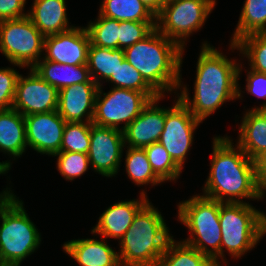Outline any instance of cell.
<instances>
[{
  "mask_svg": "<svg viewBox=\"0 0 266 266\" xmlns=\"http://www.w3.org/2000/svg\"><path fill=\"white\" fill-rule=\"evenodd\" d=\"M201 50L196 64L194 94L191 99L189 88L181 82L176 95L179 100L200 121H204L216 112L227 101L242 99L245 92L239 85L243 62L229 59L227 56L210 45L207 41L200 46Z\"/></svg>",
  "mask_w": 266,
  "mask_h": 266,
  "instance_id": "1",
  "label": "cell"
},
{
  "mask_svg": "<svg viewBox=\"0 0 266 266\" xmlns=\"http://www.w3.org/2000/svg\"><path fill=\"white\" fill-rule=\"evenodd\" d=\"M209 176L201 195L222 203H249L262 200L254 160L250 159L230 136L212 139Z\"/></svg>",
  "mask_w": 266,
  "mask_h": 266,
  "instance_id": "2",
  "label": "cell"
},
{
  "mask_svg": "<svg viewBox=\"0 0 266 266\" xmlns=\"http://www.w3.org/2000/svg\"><path fill=\"white\" fill-rule=\"evenodd\" d=\"M183 55L184 49L156 28L143 40L124 49L125 60L140 72L159 96L175 93L176 97L181 82Z\"/></svg>",
  "mask_w": 266,
  "mask_h": 266,
  "instance_id": "3",
  "label": "cell"
},
{
  "mask_svg": "<svg viewBox=\"0 0 266 266\" xmlns=\"http://www.w3.org/2000/svg\"><path fill=\"white\" fill-rule=\"evenodd\" d=\"M172 238L164 216L148 201L118 241L120 265L149 266L158 263Z\"/></svg>",
  "mask_w": 266,
  "mask_h": 266,
  "instance_id": "4",
  "label": "cell"
},
{
  "mask_svg": "<svg viewBox=\"0 0 266 266\" xmlns=\"http://www.w3.org/2000/svg\"><path fill=\"white\" fill-rule=\"evenodd\" d=\"M0 220V264L20 266L40 247L41 233L14 192L1 201Z\"/></svg>",
  "mask_w": 266,
  "mask_h": 266,
  "instance_id": "5",
  "label": "cell"
},
{
  "mask_svg": "<svg viewBox=\"0 0 266 266\" xmlns=\"http://www.w3.org/2000/svg\"><path fill=\"white\" fill-rule=\"evenodd\" d=\"M219 222L222 230L221 260L225 262H228L225 251L234 260L241 259L266 235V213L251 203L220 202Z\"/></svg>",
  "mask_w": 266,
  "mask_h": 266,
  "instance_id": "6",
  "label": "cell"
},
{
  "mask_svg": "<svg viewBox=\"0 0 266 266\" xmlns=\"http://www.w3.org/2000/svg\"><path fill=\"white\" fill-rule=\"evenodd\" d=\"M178 219L189 230V237L182 241L210 259H221L222 230L219 222L220 202L200 194L180 201Z\"/></svg>",
  "mask_w": 266,
  "mask_h": 266,
  "instance_id": "7",
  "label": "cell"
},
{
  "mask_svg": "<svg viewBox=\"0 0 266 266\" xmlns=\"http://www.w3.org/2000/svg\"><path fill=\"white\" fill-rule=\"evenodd\" d=\"M216 0H171L156 16V29L185 50L187 40L201 30Z\"/></svg>",
  "mask_w": 266,
  "mask_h": 266,
  "instance_id": "8",
  "label": "cell"
},
{
  "mask_svg": "<svg viewBox=\"0 0 266 266\" xmlns=\"http://www.w3.org/2000/svg\"><path fill=\"white\" fill-rule=\"evenodd\" d=\"M44 39L28 16L0 21V52L21 69L32 68L42 59Z\"/></svg>",
  "mask_w": 266,
  "mask_h": 266,
  "instance_id": "9",
  "label": "cell"
},
{
  "mask_svg": "<svg viewBox=\"0 0 266 266\" xmlns=\"http://www.w3.org/2000/svg\"><path fill=\"white\" fill-rule=\"evenodd\" d=\"M99 86L92 123L123 131L159 95L156 92H139L112 87L104 92ZM123 124V126H120Z\"/></svg>",
  "mask_w": 266,
  "mask_h": 266,
  "instance_id": "10",
  "label": "cell"
},
{
  "mask_svg": "<svg viewBox=\"0 0 266 266\" xmlns=\"http://www.w3.org/2000/svg\"><path fill=\"white\" fill-rule=\"evenodd\" d=\"M176 98H174L172 107H166L165 125L159 143L183 170L187 155L194 142L196 129L203 122L190 112L178 96Z\"/></svg>",
  "mask_w": 266,
  "mask_h": 266,
  "instance_id": "11",
  "label": "cell"
},
{
  "mask_svg": "<svg viewBox=\"0 0 266 266\" xmlns=\"http://www.w3.org/2000/svg\"><path fill=\"white\" fill-rule=\"evenodd\" d=\"M125 150L123 131L91 124L90 168L103 177H116Z\"/></svg>",
  "mask_w": 266,
  "mask_h": 266,
  "instance_id": "12",
  "label": "cell"
},
{
  "mask_svg": "<svg viewBox=\"0 0 266 266\" xmlns=\"http://www.w3.org/2000/svg\"><path fill=\"white\" fill-rule=\"evenodd\" d=\"M27 74H20L18 78L12 108L23 116L57 110L59 91L32 68Z\"/></svg>",
  "mask_w": 266,
  "mask_h": 266,
  "instance_id": "13",
  "label": "cell"
},
{
  "mask_svg": "<svg viewBox=\"0 0 266 266\" xmlns=\"http://www.w3.org/2000/svg\"><path fill=\"white\" fill-rule=\"evenodd\" d=\"M25 118L26 142L40 155L53 156L61 152L63 130L66 121L57 110L36 113Z\"/></svg>",
  "mask_w": 266,
  "mask_h": 266,
  "instance_id": "14",
  "label": "cell"
},
{
  "mask_svg": "<svg viewBox=\"0 0 266 266\" xmlns=\"http://www.w3.org/2000/svg\"><path fill=\"white\" fill-rule=\"evenodd\" d=\"M89 46L86 28L74 26L65 32L45 37L43 58L67 65L87 64Z\"/></svg>",
  "mask_w": 266,
  "mask_h": 266,
  "instance_id": "15",
  "label": "cell"
},
{
  "mask_svg": "<svg viewBox=\"0 0 266 266\" xmlns=\"http://www.w3.org/2000/svg\"><path fill=\"white\" fill-rule=\"evenodd\" d=\"M165 96L152 99L141 113L123 130L125 147L145 148L159 142L164 130L166 107L159 106Z\"/></svg>",
  "mask_w": 266,
  "mask_h": 266,
  "instance_id": "16",
  "label": "cell"
},
{
  "mask_svg": "<svg viewBox=\"0 0 266 266\" xmlns=\"http://www.w3.org/2000/svg\"><path fill=\"white\" fill-rule=\"evenodd\" d=\"M99 86L87 83L67 86L59 91L57 111L66 122H92Z\"/></svg>",
  "mask_w": 266,
  "mask_h": 266,
  "instance_id": "17",
  "label": "cell"
},
{
  "mask_svg": "<svg viewBox=\"0 0 266 266\" xmlns=\"http://www.w3.org/2000/svg\"><path fill=\"white\" fill-rule=\"evenodd\" d=\"M149 201L145 189L138 199L121 200L106 208L92 227L91 231L101 237L114 238L117 241L123 237L132 225L137 212Z\"/></svg>",
  "mask_w": 266,
  "mask_h": 266,
  "instance_id": "18",
  "label": "cell"
},
{
  "mask_svg": "<svg viewBox=\"0 0 266 266\" xmlns=\"http://www.w3.org/2000/svg\"><path fill=\"white\" fill-rule=\"evenodd\" d=\"M82 238L64 242L63 252L70 256L80 266H121L118 252L109 245L107 239Z\"/></svg>",
  "mask_w": 266,
  "mask_h": 266,
  "instance_id": "19",
  "label": "cell"
},
{
  "mask_svg": "<svg viewBox=\"0 0 266 266\" xmlns=\"http://www.w3.org/2000/svg\"><path fill=\"white\" fill-rule=\"evenodd\" d=\"M66 7V0H33L28 17L45 37L55 35L74 27Z\"/></svg>",
  "mask_w": 266,
  "mask_h": 266,
  "instance_id": "20",
  "label": "cell"
},
{
  "mask_svg": "<svg viewBox=\"0 0 266 266\" xmlns=\"http://www.w3.org/2000/svg\"><path fill=\"white\" fill-rule=\"evenodd\" d=\"M238 126L236 144L252 160L266 149V110L245 111Z\"/></svg>",
  "mask_w": 266,
  "mask_h": 266,
  "instance_id": "21",
  "label": "cell"
},
{
  "mask_svg": "<svg viewBox=\"0 0 266 266\" xmlns=\"http://www.w3.org/2000/svg\"><path fill=\"white\" fill-rule=\"evenodd\" d=\"M27 148L24 116L13 108L0 109V152L13 161Z\"/></svg>",
  "mask_w": 266,
  "mask_h": 266,
  "instance_id": "22",
  "label": "cell"
},
{
  "mask_svg": "<svg viewBox=\"0 0 266 266\" xmlns=\"http://www.w3.org/2000/svg\"><path fill=\"white\" fill-rule=\"evenodd\" d=\"M32 69L58 91L79 83H87L91 77L87 64L67 65L45 60L43 57Z\"/></svg>",
  "mask_w": 266,
  "mask_h": 266,
  "instance_id": "23",
  "label": "cell"
},
{
  "mask_svg": "<svg viewBox=\"0 0 266 266\" xmlns=\"http://www.w3.org/2000/svg\"><path fill=\"white\" fill-rule=\"evenodd\" d=\"M125 59L124 50L89 46L88 50V70L91 79L98 85L104 86L112 74H115L119 64Z\"/></svg>",
  "mask_w": 266,
  "mask_h": 266,
  "instance_id": "24",
  "label": "cell"
},
{
  "mask_svg": "<svg viewBox=\"0 0 266 266\" xmlns=\"http://www.w3.org/2000/svg\"><path fill=\"white\" fill-rule=\"evenodd\" d=\"M98 13L118 21L156 22V16L140 0H102Z\"/></svg>",
  "mask_w": 266,
  "mask_h": 266,
  "instance_id": "25",
  "label": "cell"
},
{
  "mask_svg": "<svg viewBox=\"0 0 266 266\" xmlns=\"http://www.w3.org/2000/svg\"><path fill=\"white\" fill-rule=\"evenodd\" d=\"M254 33H266V0H245L230 42Z\"/></svg>",
  "mask_w": 266,
  "mask_h": 266,
  "instance_id": "26",
  "label": "cell"
},
{
  "mask_svg": "<svg viewBox=\"0 0 266 266\" xmlns=\"http://www.w3.org/2000/svg\"><path fill=\"white\" fill-rule=\"evenodd\" d=\"M125 172L127 177L137 186H157L163 182L151 168L146 152L141 148L125 147Z\"/></svg>",
  "mask_w": 266,
  "mask_h": 266,
  "instance_id": "27",
  "label": "cell"
},
{
  "mask_svg": "<svg viewBox=\"0 0 266 266\" xmlns=\"http://www.w3.org/2000/svg\"><path fill=\"white\" fill-rule=\"evenodd\" d=\"M238 50L241 58H247L249 69L266 74V33H254L229 42V50Z\"/></svg>",
  "mask_w": 266,
  "mask_h": 266,
  "instance_id": "28",
  "label": "cell"
},
{
  "mask_svg": "<svg viewBox=\"0 0 266 266\" xmlns=\"http://www.w3.org/2000/svg\"><path fill=\"white\" fill-rule=\"evenodd\" d=\"M210 258L183 241L172 238L160 257L163 266H204Z\"/></svg>",
  "mask_w": 266,
  "mask_h": 266,
  "instance_id": "29",
  "label": "cell"
},
{
  "mask_svg": "<svg viewBox=\"0 0 266 266\" xmlns=\"http://www.w3.org/2000/svg\"><path fill=\"white\" fill-rule=\"evenodd\" d=\"M91 45L98 47L119 48V21L98 13L94 21H89L85 26Z\"/></svg>",
  "mask_w": 266,
  "mask_h": 266,
  "instance_id": "30",
  "label": "cell"
},
{
  "mask_svg": "<svg viewBox=\"0 0 266 266\" xmlns=\"http://www.w3.org/2000/svg\"><path fill=\"white\" fill-rule=\"evenodd\" d=\"M143 149L155 175L163 183L167 181L175 183L183 170L173 161L163 145L155 142Z\"/></svg>",
  "mask_w": 266,
  "mask_h": 266,
  "instance_id": "31",
  "label": "cell"
},
{
  "mask_svg": "<svg viewBox=\"0 0 266 266\" xmlns=\"http://www.w3.org/2000/svg\"><path fill=\"white\" fill-rule=\"evenodd\" d=\"M92 122H66L63 130L61 152L88 154Z\"/></svg>",
  "mask_w": 266,
  "mask_h": 266,
  "instance_id": "32",
  "label": "cell"
},
{
  "mask_svg": "<svg viewBox=\"0 0 266 266\" xmlns=\"http://www.w3.org/2000/svg\"><path fill=\"white\" fill-rule=\"evenodd\" d=\"M52 157H58L56 168L66 181H74L88 171L90 163L86 153L58 152Z\"/></svg>",
  "mask_w": 266,
  "mask_h": 266,
  "instance_id": "33",
  "label": "cell"
},
{
  "mask_svg": "<svg viewBox=\"0 0 266 266\" xmlns=\"http://www.w3.org/2000/svg\"><path fill=\"white\" fill-rule=\"evenodd\" d=\"M112 83L115 88L131 89L139 92H155L143 79L138 72L127 60L119 64L111 77L106 81Z\"/></svg>",
  "mask_w": 266,
  "mask_h": 266,
  "instance_id": "34",
  "label": "cell"
},
{
  "mask_svg": "<svg viewBox=\"0 0 266 266\" xmlns=\"http://www.w3.org/2000/svg\"><path fill=\"white\" fill-rule=\"evenodd\" d=\"M156 28V22L119 21V48L126 49L143 40Z\"/></svg>",
  "mask_w": 266,
  "mask_h": 266,
  "instance_id": "35",
  "label": "cell"
},
{
  "mask_svg": "<svg viewBox=\"0 0 266 266\" xmlns=\"http://www.w3.org/2000/svg\"><path fill=\"white\" fill-rule=\"evenodd\" d=\"M15 67L0 68V109H10L13 106L16 85L20 76Z\"/></svg>",
  "mask_w": 266,
  "mask_h": 266,
  "instance_id": "36",
  "label": "cell"
},
{
  "mask_svg": "<svg viewBox=\"0 0 266 266\" xmlns=\"http://www.w3.org/2000/svg\"><path fill=\"white\" fill-rule=\"evenodd\" d=\"M246 72V86L245 91L248 94L256 96L258 99H265L259 106L252 107L251 110H266V74L256 72L251 69H244Z\"/></svg>",
  "mask_w": 266,
  "mask_h": 266,
  "instance_id": "37",
  "label": "cell"
},
{
  "mask_svg": "<svg viewBox=\"0 0 266 266\" xmlns=\"http://www.w3.org/2000/svg\"><path fill=\"white\" fill-rule=\"evenodd\" d=\"M26 3L27 0H0V21L28 16Z\"/></svg>",
  "mask_w": 266,
  "mask_h": 266,
  "instance_id": "38",
  "label": "cell"
},
{
  "mask_svg": "<svg viewBox=\"0 0 266 266\" xmlns=\"http://www.w3.org/2000/svg\"><path fill=\"white\" fill-rule=\"evenodd\" d=\"M255 173L259 185H266V149L254 159Z\"/></svg>",
  "mask_w": 266,
  "mask_h": 266,
  "instance_id": "39",
  "label": "cell"
},
{
  "mask_svg": "<svg viewBox=\"0 0 266 266\" xmlns=\"http://www.w3.org/2000/svg\"><path fill=\"white\" fill-rule=\"evenodd\" d=\"M11 164V159L0 162V175L7 174L9 170H11ZM13 192L14 191L11 190L10 185L9 187L7 186L6 188H4L2 192H0V201H3L8 198Z\"/></svg>",
  "mask_w": 266,
  "mask_h": 266,
  "instance_id": "40",
  "label": "cell"
},
{
  "mask_svg": "<svg viewBox=\"0 0 266 266\" xmlns=\"http://www.w3.org/2000/svg\"><path fill=\"white\" fill-rule=\"evenodd\" d=\"M155 16H157L163 9L164 0H140Z\"/></svg>",
  "mask_w": 266,
  "mask_h": 266,
  "instance_id": "41",
  "label": "cell"
},
{
  "mask_svg": "<svg viewBox=\"0 0 266 266\" xmlns=\"http://www.w3.org/2000/svg\"><path fill=\"white\" fill-rule=\"evenodd\" d=\"M225 266H229L227 265L228 263L225 261H221V260H216V259H210L204 266H223L222 264Z\"/></svg>",
  "mask_w": 266,
  "mask_h": 266,
  "instance_id": "42",
  "label": "cell"
},
{
  "mask_svg": "<svg viewBox=\"0 0 266 266\" xmlns=\"http://www.w3.org/2000/svg\"><path fill=\"white\" fill-rule=\"evenodd\" d=\"M266 196V185L262 188V199Z\"/></svg>",
  "mask_w": 266,
  "mask_h": 266,
  "instance_id": "43",
  "label": "cell"
},
{
  "mask_svg": "<svg viewBox=\"0 0 266 266\" xmlns=\"http://www.w3.org/2000/svg\"><path fill=\"white\" fill-rule=\"evenodd\" d=\"M149 266H163L160 262L156 263V264H151Z\"/></svg>",
  "mask_w": 266,
  "mask_h": 266,
  "instance_id": "44",
  "label": "cell"
},
{
  "mask_svg": "<svg viewBox=\"0 0 266 266\" xmlns=\"http://www.w3.org/2000/svg\"><path fill=\"white\" fill-rule=\"evenodd\" d=\"M0 219H1V201H0Z\"/></svg>",
  "mask_w": 266,
  "mask_h": 266,
  "instance_id": "45",
  "label": "cell"
}]
</instances>
